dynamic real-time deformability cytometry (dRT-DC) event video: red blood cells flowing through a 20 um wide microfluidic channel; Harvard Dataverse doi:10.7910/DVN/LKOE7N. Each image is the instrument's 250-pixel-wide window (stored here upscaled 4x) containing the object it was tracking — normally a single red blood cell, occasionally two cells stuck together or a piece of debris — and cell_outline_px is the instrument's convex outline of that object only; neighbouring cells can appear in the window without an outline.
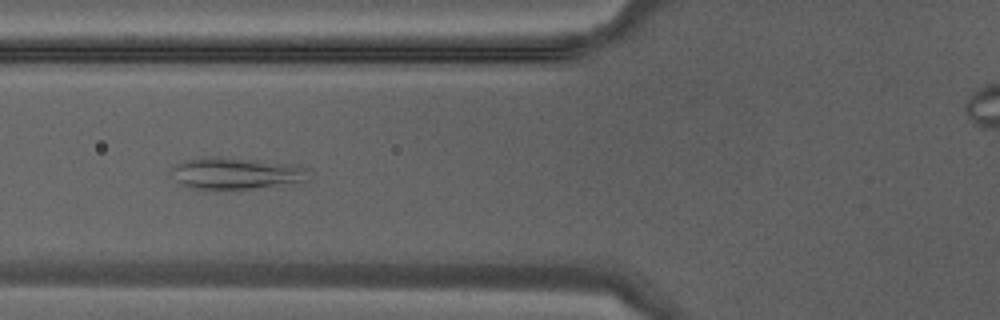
{"species": "Egyptian fruit bat (a non-hibernating species)", "species_latin": "Rousettus aegyptiacus", "temperature_condition": "warm", "stored_images_in_passage": 31, "camera_frame_rate_fps": 3000, "um_per_image_px": 0.085, "animal": {"sex": "male"}, "frame": {"image": 1, "passage_image": 5, "time_ms": 1.333, "image_size_px": [1000, 320], "cell_outline_px": [[312, 172], [308, 180], [276, 188], [192, 188], [180, 184], [176, 180], [172, 168], [176, 164], [184, 160], [204, 156], [220, 156], [256, 160], [308, 168]], "centroid_in_image_um": [20.13, 14.73], "position_along_channel_um": 105.7, "area_um2": 25.49}}
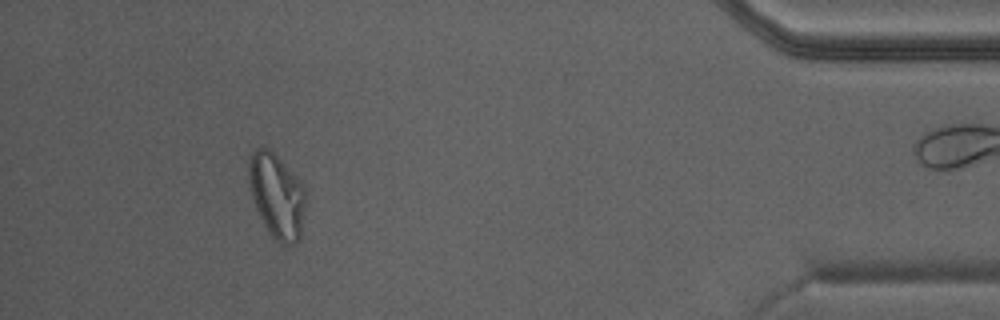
{"frame": {"image": 2, "passage_image": 27, "time_ms": 8.667, "image_size_px": [1000, 320], "cell_outline_px": [[308, 196], [300, 240], [296, 244], [288, 248], [280, 244], [268, 232], [256, 208], [252, 196], [248, 176], [248, 156], [256, 148], [268, 148], [300, 180]], "centroid_in_image_um": [23.57, 16.7], "position_along_channel_um": 411.6, "area_um2": 28.55}}